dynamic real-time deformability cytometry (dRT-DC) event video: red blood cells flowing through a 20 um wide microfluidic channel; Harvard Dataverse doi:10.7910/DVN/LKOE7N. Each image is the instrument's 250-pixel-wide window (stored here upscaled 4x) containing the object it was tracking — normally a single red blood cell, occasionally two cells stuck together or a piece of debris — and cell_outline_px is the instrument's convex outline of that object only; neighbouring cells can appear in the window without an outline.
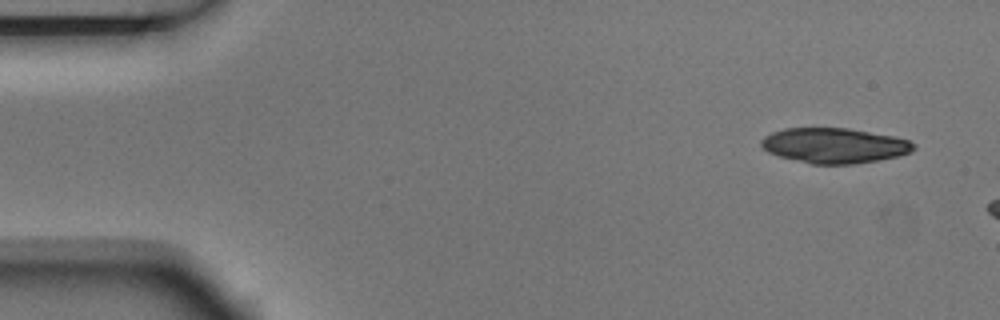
{"species": "Egyptian fruit bat (a non-hibernating species)", "species_latin": "Rousettus aegyptiacus", "temperature_condition": "room temperature", "stored_images_in_passage": 4, "camera_frame_rate_fps": 3000, "um_per_image_px": 0.085, "animal": {"sex": "male"}, "frame": {"image": 1, "passage_image": 1, "time_ms": 0.0, "image_size_px": [1000, 320], "cell_outline_px": [[916, 148], [912, 152], [896, 156], [876, 160], [852, 164], [812, 164], [780, 156], [768, 152], [760, 144], [760, 140], [764, 136], [772, 132], [784, 128], [848, 128], [892, 136], [908, 140], [916, 144]], "centroid_in_image_um": [70.91, 12.36], "position_along_channel_um": 14.1, "area_um2": 31.04}}